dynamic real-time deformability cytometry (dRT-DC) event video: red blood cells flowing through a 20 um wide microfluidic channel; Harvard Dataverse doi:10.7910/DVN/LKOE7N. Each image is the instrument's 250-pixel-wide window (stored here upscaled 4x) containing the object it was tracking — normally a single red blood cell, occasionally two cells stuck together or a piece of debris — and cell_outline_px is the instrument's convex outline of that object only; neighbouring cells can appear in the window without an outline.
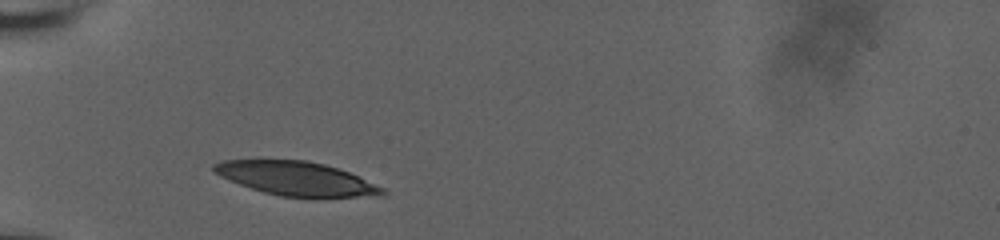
{"species": "human", "species_latin": "Homo sapiens", "temperature_condition": "room temperature", "stored_images_in_passage": 30, "camera_frame_rate_fps": 3000, "um_per_image_px": 0.085, "donor": {"sex": "male"}, "frame": {"image": 1, "passage_image": 1, "time_ms": 0.0, "image_size_px": [1000, 240], "cell_outline_px": [[388, 192], [384, 196], [280, 196], [264, 192], [228, 180], [212, 172], [212, 164], [220, 160], [256, 156], [308, 160], [324, 164], [348, 172], [384, 188]], "centroid_in_image_um": [25.03, 15.1], "position_along_channel_um": 60.0, "area_um2": 34.04}}
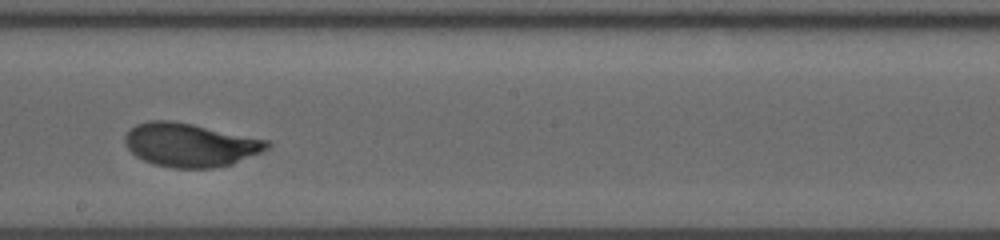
{"frame": {"image": 2, "passage_image": 16, "time_ms": 5.0, "image_size_px": [1000, 240], "cell_outline_px": [[272, 144], [268, 148], [260, 152], [232, 164], [212, 168], [172, 168], [152, 164], [136, 156], [124, 144], [124, 136], [136, 124], [148, 120], [172, 120], [192, 124], [268, 140]], "centroid_in_image_um": [16.14, 12.32], "position_along_channel_um": 232.1, "area_um2": 36.01}}
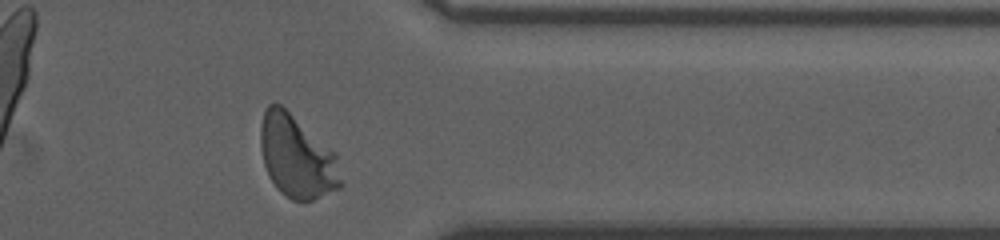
{"frame": {"image": 3, "passage_image": 29, "time_ms": 9.333, "image_size_px": [1000, 240], "cell_outline_px": [[344, 184], [340, 188], [312, 200], [292, 200], [280, 192], [276, 188], [268, 176], [264, 164], [260, 148], [260, 124], [264, 112], [268, 104], [280, 104], [336, 152]], "centroid_in_image_um": [25.25, 13.33], "position_along_channel_um": 386.2, "area_um2": 38.9}, "authors_computed_cell_mechanics": {"area_um2": 36.2117, "velocity_mm_per_s": 3.7004, "shape_relaxation_time_tau1_ms": 3.152, "shape_relaxation_time_tau2_ms": null, "deformation_change_tau1": 0.1703, "deformation_change_tau2": null}}